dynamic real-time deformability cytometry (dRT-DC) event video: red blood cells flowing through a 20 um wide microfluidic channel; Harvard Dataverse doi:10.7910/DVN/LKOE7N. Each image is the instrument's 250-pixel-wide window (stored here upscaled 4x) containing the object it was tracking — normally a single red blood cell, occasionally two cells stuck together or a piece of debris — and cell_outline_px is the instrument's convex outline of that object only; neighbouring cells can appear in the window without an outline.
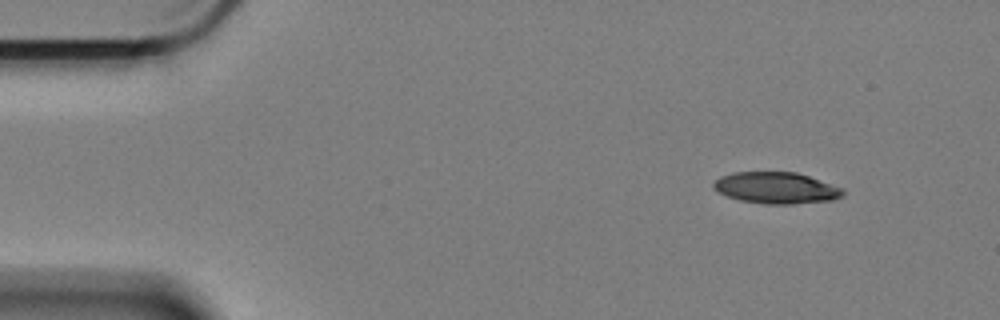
{"species": "Egyptian fruit bat (a non-hibernating species)", "species_latin": "Rousettus aegyptiacus", "temperature_condition": "cold", "stored_images_in_passage": 27, "camera_frame_rate_fps": 3000, "um_per_image_px": 0.085, "animal": {"sex": "female"}, "frame": {"image": 1, "passage_image": 1, "time_ms": 0.0, "image_size_px": [1000, 320], "cell_outline_px": [[844, 196], [832, 200], [792, 204], [768, 204], [740, 200], [728, 196], [720, 192], [712, 184], [720, 176], [732, 172], [796, 172], [844, 188]], "centroid_in_image_um": [66.02, 15.97], "position_along_channel_um": 19.0, "area_um2": 23.58}}
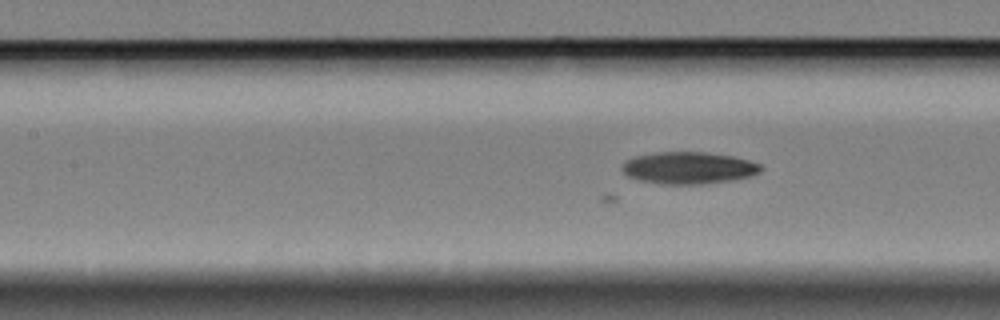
{"frame": {"image": 2, "passage_image": 20, "time_ms": 6.333, "image_size_px": [1000, 320], "cell_outline_px": [[764, 168], [760, 172], [748, 176], [732, 180], [704, 184], [660, 184], [640, 180], [628, 176], [620, 168], [624, 160], [636, 156], [656, 152], [708, 152], [732, 156], [748, 160], [760, 164]], "centroid_in_image_um": [58.51, 14.27], "position_along_channel_um": 148.9, "area_um2": 25.95}}
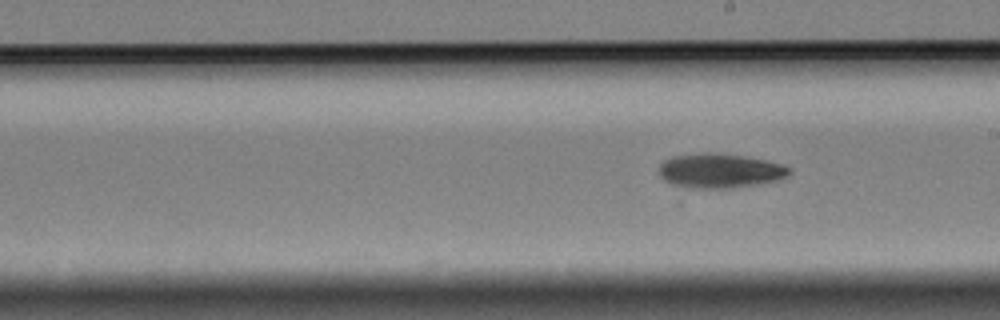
{"frame": {"image": 3, "passage_image": 27, "time_ms": 8.667, "image_size_px": [1000, 320], "cell_outline_px": [[792, 172], [788, 176], [776, 180], [756, 184], [732, 188], [680, 188], [664, 180], [660, 176], [660, 164], [664, 160], [672, 156], [708, 152], [740, 156], [764, 160], [780, 164], [792, 168]], "centroid_in_image_um": [61.16, 14.53], "position_along_channel_um": 227.8, "area_um2": 26.07}}